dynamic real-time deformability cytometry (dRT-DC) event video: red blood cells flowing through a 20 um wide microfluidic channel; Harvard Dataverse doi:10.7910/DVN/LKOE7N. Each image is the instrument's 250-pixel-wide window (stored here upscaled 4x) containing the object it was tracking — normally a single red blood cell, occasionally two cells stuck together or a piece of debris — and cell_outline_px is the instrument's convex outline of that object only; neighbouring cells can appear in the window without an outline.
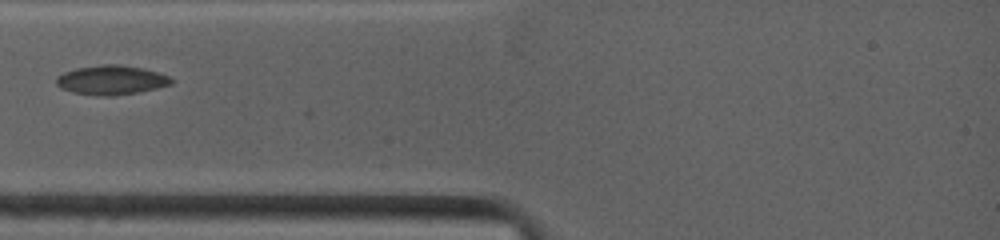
{"species": "common noctule bat (a hibernating species)", "species_latin": "Nyctalus noctula", "temperature_condition": "warm", "stored_images_in_passage": 3, "camera_frame_rate_fps": 4500, "um_per_image_px": 0.085, "animal": {"sex": "female", "body_mass_g": 19.0, "forearm_length_mm": 53.3}, "frame": {"image": 1, "passage_image": 1, "time_ms": 0.0, "image_size_px": [1000, 240], "cell_outline_px": [[172, 84], [156, 88], [136, 92], [112, 96], [100, 96], [72, 92], [60, 88], [56, 84], [56, 76], [64, 72], [76, 68], [100, 64], [120, 64], [140, 68], [156, 72], [168, 76], [172, 80]], "centroid_in_image_um": [9.4, 6.8], "position_along_channel_um": 75.6, "area_um2": 19.54}}